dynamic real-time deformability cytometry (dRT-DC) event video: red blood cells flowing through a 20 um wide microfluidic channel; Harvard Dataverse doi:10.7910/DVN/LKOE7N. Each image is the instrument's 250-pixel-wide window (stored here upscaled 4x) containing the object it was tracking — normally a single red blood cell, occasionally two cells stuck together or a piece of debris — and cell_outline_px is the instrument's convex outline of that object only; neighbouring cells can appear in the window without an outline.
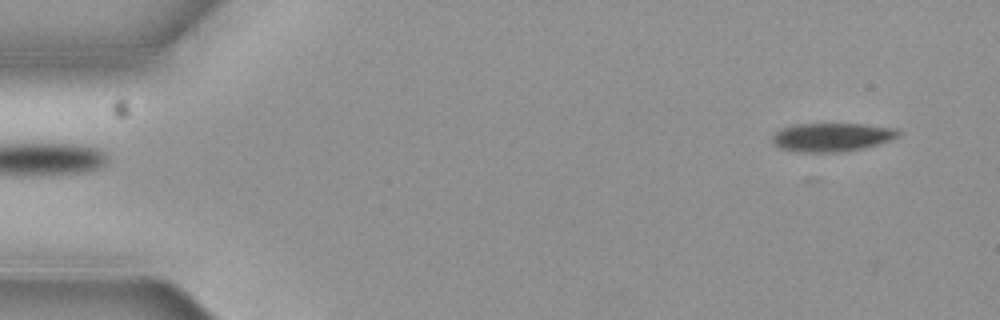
{"species": "common noctule bat (a hibernating species)", "species_latin": "Nyctalus noctula", "temperature_condition": "cold", "stored_images_in_passage": 3, "segment_of_instrument_passage": [2, 2], "camera_frame_rate_fps": 3000, "um_per_image_px": 0.085, "animal": {"sex": "female", "body_mass_g": 19.3, "forearm_length_mm": 54.1}, "frame": {"image": 1, "passage_image": 3, "time_ms": 0.667, "image_size_px": [1000, 320], "cell_outline_px": [[900, 132], [896, 136], [888, 140], [876, 144], [860, 148], [836, 152], [800, 152], [780, 148], [772, 140], [772, 136], [776, 132], [784, 128], [796, 124], [860, 124], [892, 128]], "centroid_in_image_um": [70.64, 11.66], "position_along_channel_um": 14.4, "area_um2": 20.29}}